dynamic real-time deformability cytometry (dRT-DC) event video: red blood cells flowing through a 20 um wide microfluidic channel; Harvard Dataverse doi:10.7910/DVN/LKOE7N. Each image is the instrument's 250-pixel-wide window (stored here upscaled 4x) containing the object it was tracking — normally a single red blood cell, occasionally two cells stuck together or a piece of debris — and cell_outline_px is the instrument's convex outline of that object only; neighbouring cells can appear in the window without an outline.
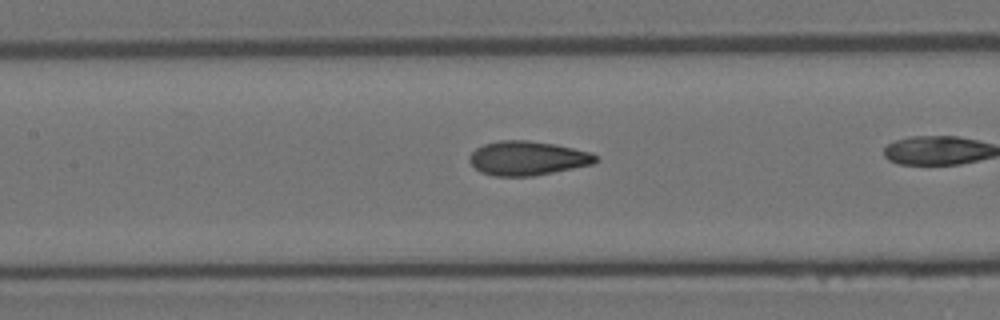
{"species": "Egyptian fruit bat (a non-hibernating species)", "species_latin": "Rousettus aegyptiacus", "temperature_condition": "room temperature", "stored_images_in_passage": 27, "camera_frame_rate_fps": 3000, "um_per_image_px": 0.085, "animal": {"sex": "female"}, "frame": {"image": 1, "passage_image": 16, "time_ms": 5.0, "image_size_px": [1000, 320], "cell_outline_px": [[596, 160], [592, 164], [532, 176], [496, 176], [480, 172], [468, 160], [468, 156], [476, 148], [484, 144], [500, 140], [528, 140], [556, 144], [592, 152], [596, 156]], "centroid_in_image_um": [44.81, 13.43], "position_along_channel_um": 162.6, "area_um2": 25.03}}